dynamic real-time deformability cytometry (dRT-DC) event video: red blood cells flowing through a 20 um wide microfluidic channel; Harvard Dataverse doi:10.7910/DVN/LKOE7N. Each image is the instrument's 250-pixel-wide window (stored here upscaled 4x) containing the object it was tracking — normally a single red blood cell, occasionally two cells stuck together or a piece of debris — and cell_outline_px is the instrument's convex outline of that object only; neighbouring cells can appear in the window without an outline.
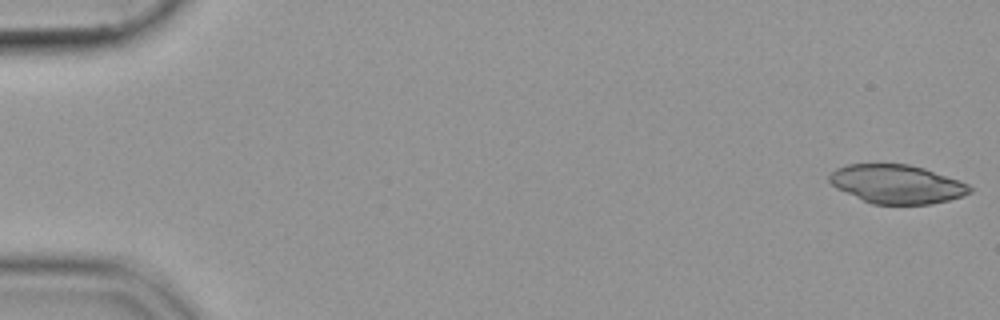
{"species": "common noctule bat (a hibernating species)", "species_latin": "Nyctalus noctula", "temperature_condition": "cold", "stored_images_in_passage": 12, "camera_frame_rate_fps": 3000, "um_per_image_px": 0.085, "animal": {"sex": "female", "body_mass_g": 19.9}, "frame": {"image": 1, "passage_image": 1, "time_ms": 0.0, "image_size_px": [1000, 320], "cell_outline_px": [[972, 192], [964, 196], [932, 204], [872, 204], [836, 188], [828, 180], [828, 176], [836, 168], [848, 164], [908, 164], [924, 168], [960, 180], [968, 184], [972, 188]], "centroid_in_image_um": [76.25, 15.65], "position_along_channel_um": 8.8, "area_um2": 31.73}}